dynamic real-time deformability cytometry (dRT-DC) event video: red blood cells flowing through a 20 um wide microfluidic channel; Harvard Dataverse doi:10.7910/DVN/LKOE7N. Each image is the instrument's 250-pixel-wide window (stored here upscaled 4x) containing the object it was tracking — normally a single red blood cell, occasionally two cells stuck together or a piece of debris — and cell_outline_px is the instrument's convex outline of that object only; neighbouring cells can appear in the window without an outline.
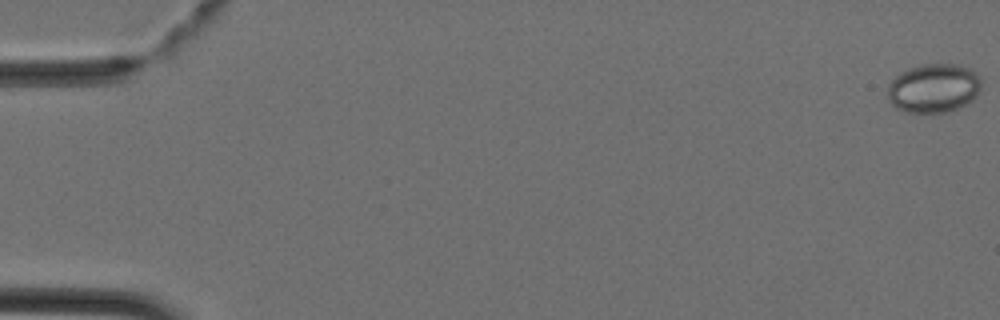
{"species": "Egyptian fruit bat (a non-hibernating species)", "species_latin": "Rousettus aegyptiacus", "temperature_condition": "cold", "stored_images_in_passage": 6, "camera_frame_rate_fps": 3000, "um_per_image_px": 0.085, "animal": {"sex": "female"}, "frame": {"image": 1, "passage_image": 1, "time_ms": 0.0, "image_size_px": [1000, 320], "cell_outline_px": [[980, 88], [976, 96], [972, 100], [948, 112], [908, 112], [896, 108], [888, 100], [888, 84], [900, 72], [920, 64], [956, 64], [972, 68], [980, 76]], "centroid_in_image_um": [79.36, 7.47], "position_along_channel_um": 5.6, "area_um2": 26.76}}
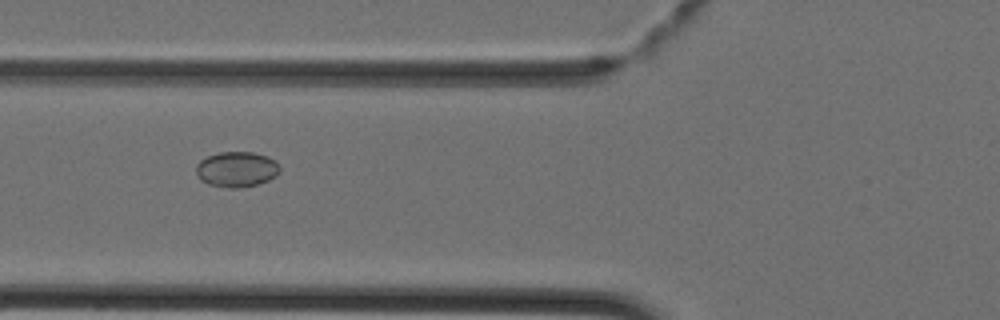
{"frame": {"image": 2, "passage_image": 6, "time_ms": 1.667, "image_size_px": [1000, 320], "cell_outline_px": [[280, 172], [276, 176], [260, 184], [240, 188], [228, 188], [208, 184], [200, 180], [196, 172], [196, 164], [200, 160], [208, 156], [220, 152], [252, 152], [268, 156], [280, 168]], "centroid_in_image_um": [20.1, 14.4], "position_along_channel_um": 105.7, "area_um2": 17.34}}